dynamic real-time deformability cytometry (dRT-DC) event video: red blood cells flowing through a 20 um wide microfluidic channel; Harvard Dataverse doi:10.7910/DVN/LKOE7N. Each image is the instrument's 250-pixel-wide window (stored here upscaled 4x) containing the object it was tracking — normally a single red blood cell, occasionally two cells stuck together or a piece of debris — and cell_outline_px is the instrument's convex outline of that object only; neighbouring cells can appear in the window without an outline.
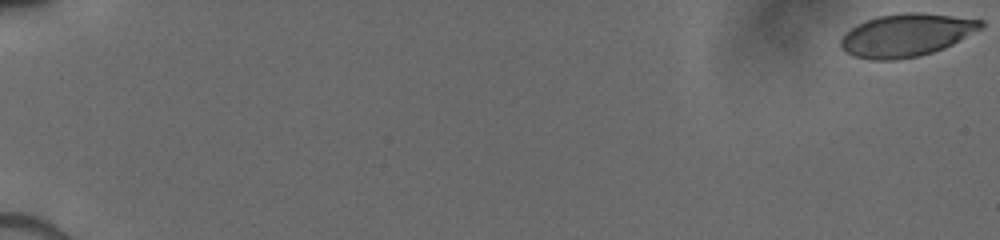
{"species": "human", "species_latin": "Homo sapiens", "temperature_condition": "cold", "stored_images_in_passage": 5, "camera_frame_rate_fps": 3000, "um_per_image_px": 0.085, "donor": {"sex": "male"}, "frame": {"image": 1, "passage_image": 1, "time_ms": 0.0, "image_size_px": [1000, 240], "cell_outline_px": [[984, 24], [980, 28], [952, 44], [944, 48], [920, 56], [896, 60], [872, 60], [856, 56], [840, 48], [840, 40], [852, 28], [868, 20], [880, 16], [908, 12], [920, 12], [984, 20]], "centroid_in_image_um": [77.05, 2.99], "position_along_channel_um": 8.0, "area_um2": 34.33}}